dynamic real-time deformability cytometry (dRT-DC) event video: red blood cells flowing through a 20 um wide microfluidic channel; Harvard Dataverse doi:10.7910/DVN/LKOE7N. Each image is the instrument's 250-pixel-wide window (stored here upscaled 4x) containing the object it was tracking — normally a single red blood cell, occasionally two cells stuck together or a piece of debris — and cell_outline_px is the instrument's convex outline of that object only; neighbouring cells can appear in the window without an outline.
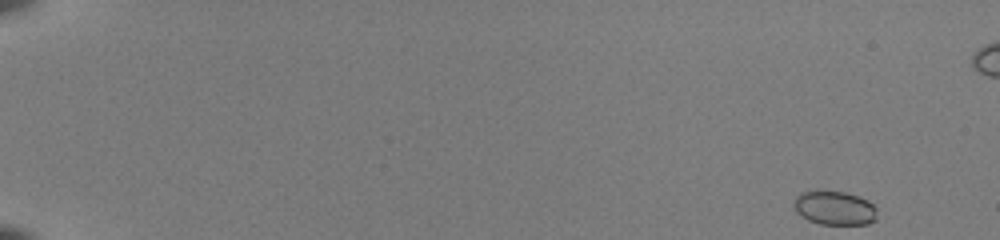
{"species": "common noctule bat (a hibernating species)", "species_latin": "Nyctalus noctula", "temperature_condition": "room temperature", "stored_images_in_passage": 16, "camera_frame_rate_fps": 3000, "um_per_image_px": 0.085, "animal": {"sex": "female", "body_mass_g": 22.0, "forearm_length_mm": 56.7}, "frame": {"image": 1, "passage_image": 1, "time_ms": 0.0, "image_size_px": [1000, 240], "cell_outline_px": [[876, 220], [868, 224], [820, 224], [808, 220], [800, 216], [796, 212], [792, 204], [796, 196], [800, 192], [816, 188], [844, 192], [868, 200], [876, 208]], "centroid_in_image_um": [70.87, 17.65], "position_along_channel_um": 14.1, "area_um2": 16.99}}